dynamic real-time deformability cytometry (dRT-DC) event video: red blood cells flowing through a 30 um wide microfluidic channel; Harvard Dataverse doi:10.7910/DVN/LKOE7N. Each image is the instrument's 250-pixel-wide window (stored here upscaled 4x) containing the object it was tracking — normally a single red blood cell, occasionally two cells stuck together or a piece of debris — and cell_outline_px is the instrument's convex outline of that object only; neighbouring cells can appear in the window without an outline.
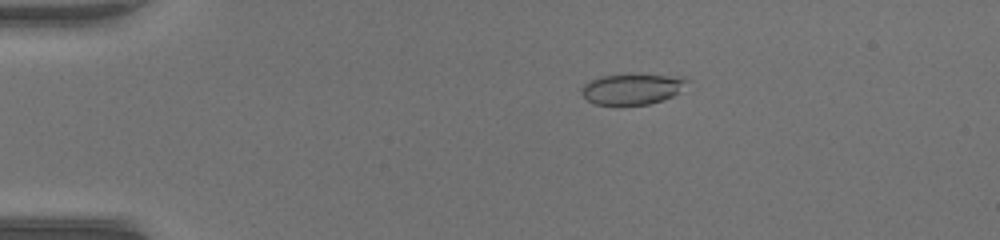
{"species": "common noctule bat (a hibernating species)", "species_latin": "Nyctalus noctula", "temperature_condition": "warm", "stored_images_in_passage": 41, "camera_frame_rate_fps": 3000, "um_per_image_px": 0.085, "animal": {"sex": "female", "body_mass_g": 17.0, "forearm_length_mm": 48.0}, "frame": {"image": 1, "passage_image": 1, "time_ms": 0.0, "image_size_px": [1000, 240], "cell_outline_px": [[688, 80], [672, 96], [664, 100], [648, 104], [596, 104], [588, 100], [580, 92], [580, 88], [584, 84], [600, 76], [664, 76]], "centroid_in_image_um": [53.62, 7.6], "position_along_channel_um": 31.4, "area_um2": 17.74}}
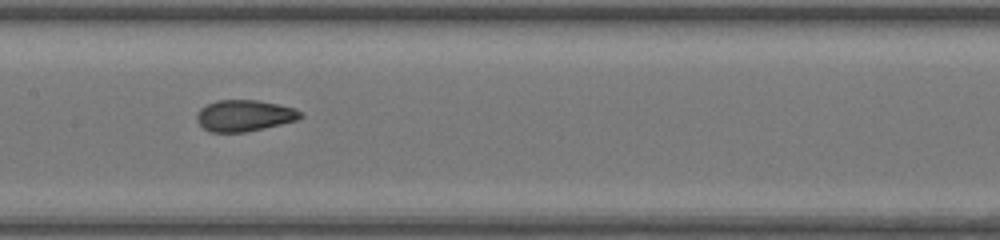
{"frame": {"image": 2, "passage_image": 17, "time_ms": 5.333, "image_size_px": [1000, 240], "cell_outline_px": [[304, 116], [296, 120], [264, 128], [244, 132], [208, 132], [196, 120], [196, 116], [200, 108], [216, 100], [256, 100], [276, 104], [292, 108], [300, 112]], "centroid_in_image_um": [20.72, 9.83], "position_along_channel_um": 186.7, "area_um2": 18.73}}
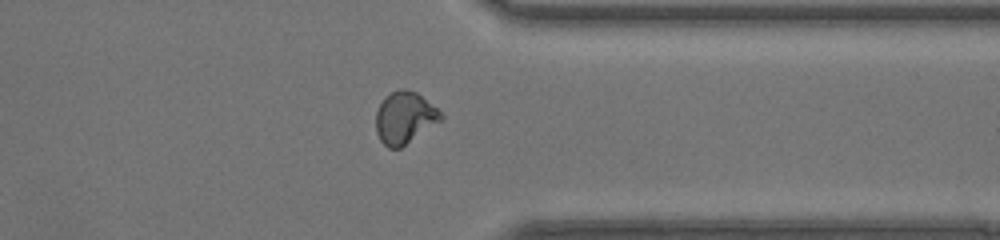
{"frame": {"image": 3, "passage_image": 31, "time_ms": 10.0, "image_size_px": [1000, 240], "cell_outline_px": [[444, 116], [440, 120], [400, 148], [388, 148], [380, 140], [376, 132], [376, 112], [384, 96], [400, 88], [404, 88], [416, 92], [436, 108]], "centroid_in_image_um": [34.35, 9.99], "position_along_channel_um": 377.1, "area_um2": 19.31}, "authors_computed_cell_mechanics": {"area_um2": 19.1896, "velocity_mm_per_s": 4.1459, "shape_relaxation_time_tau1_ms": null, "shape_relaxation_time_tau2_ms": 0.7983, "deformation_change_tau1": null, "deformation_change_tau2": 0.0633}}